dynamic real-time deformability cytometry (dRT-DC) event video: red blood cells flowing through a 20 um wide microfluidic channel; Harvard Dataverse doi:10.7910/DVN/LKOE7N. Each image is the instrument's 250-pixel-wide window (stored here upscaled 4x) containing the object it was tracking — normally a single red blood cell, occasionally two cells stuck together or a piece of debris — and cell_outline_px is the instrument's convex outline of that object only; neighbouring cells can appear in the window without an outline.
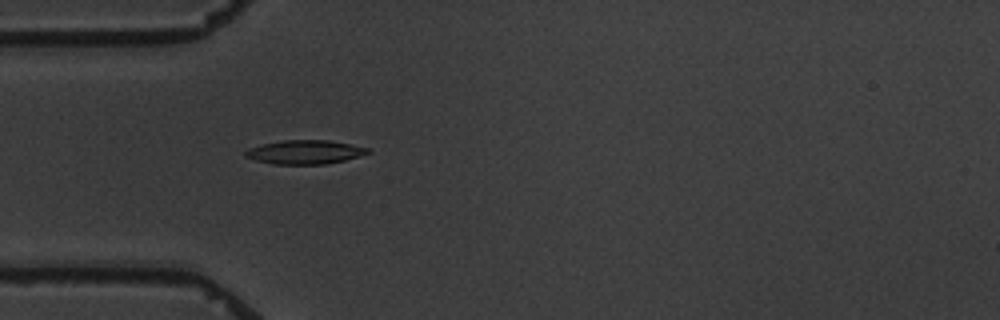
{"species": "common noctule bat (a hibernating species)", "species_latin": "Nyctalus noctula", "temperature_condition": "warm", "stored_images_in_passage": 2, "camera_frame_rate_fps": 3000, "um_per_image_px": 0.085, "animal": {"sex": "male", "body_mass_g": 19.5, "forearm_length_mm": 54.6}, "frame": {"image": 1, "passage_image": 2, "time_ms": 1.667, "image_size_px": [1000, 320], "cell_outline_px": [[372, 152], [344, 160], [324, 164], [272, 164], [256, 160], [244, 156], [244, 152], [248, 148], [264, 144], [284, 140], [328, 140], [368, 148]], "centroid_in_image_um": [25.89, 12.93], "position_along_channel_um": 59.1, "area_um2": 16.82}}